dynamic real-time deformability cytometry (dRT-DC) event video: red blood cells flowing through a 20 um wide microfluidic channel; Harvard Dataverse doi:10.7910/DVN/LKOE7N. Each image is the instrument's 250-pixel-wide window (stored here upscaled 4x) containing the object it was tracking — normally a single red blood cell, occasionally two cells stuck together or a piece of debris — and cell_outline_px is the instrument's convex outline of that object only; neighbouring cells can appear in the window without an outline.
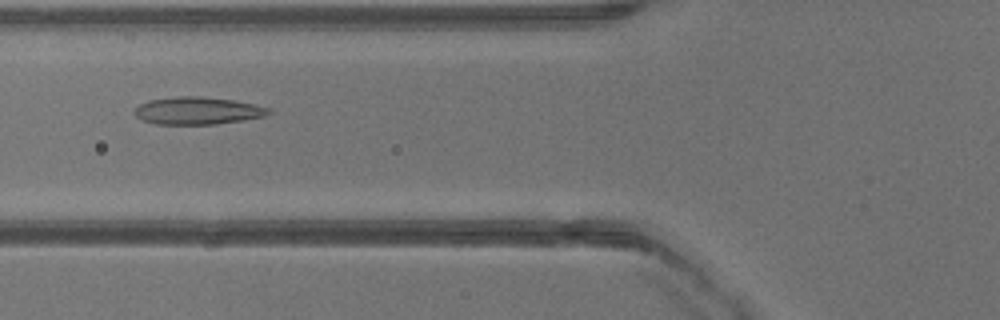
{"species": "common noctule bat (a hibernating species)", "species_latin": "Nyctalus noctula", "temperature_condition": "warm", "stored_images_in_passage": 38, "camera_frame_rate_fps": 3000, "um_per_image_px": 0.085, "animal": {"sex": "male", "body_mass_g": 13.3}, "frame": {"image": 1, "passage_image": 14, "time_ms": 4.333, "image_size_px": [1000, 320], "cell_outline_px": [[276, 112], [264, 116], [244, 120], [216, 124], [156, 124], [140, 120], [136, 116], [136, 108], [140, 104], [148, 100], [180, 96], [200, 96], [232, 100], [256, 104], [272, 108]], "centroid_in_image_um": [16.86, 9.41], "position_along_channel_um": 108.9, "area_um2": 21.62}}
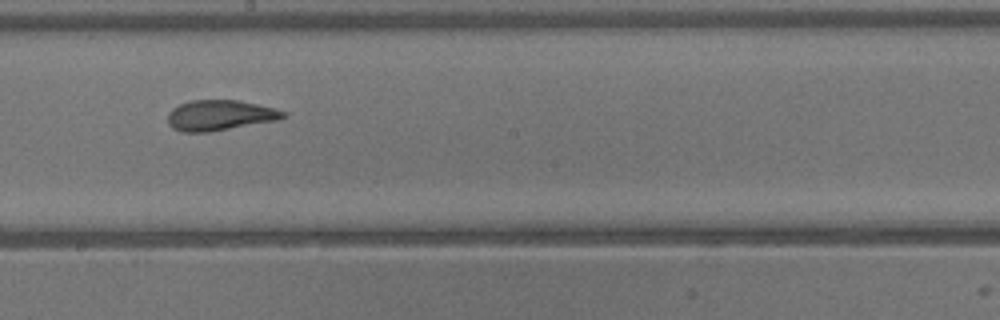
{"frame": {"image": 2, "passage_image": 21, "time_ms": 6.667, "image_size_px": [1000, 320], "cell_outline_px": [[288, 116], [276, 120], [208, 132], [184, 132], [172, 128], [168, 124], [168, 112], [172, 108], [180, 104], [192, 100], [240, 100], [276, 108], [288, 112]], "centroid_in_image_um": [18.7, 9.79], "position_along_channel_um": 229.5, "area_um2": 20.52}}
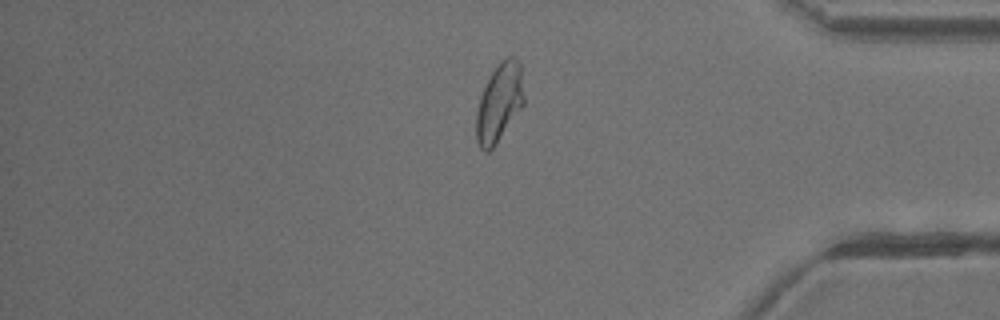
{"frame": {"image": 3, "passage_image": 32, "time_ms": 10.333, "image_size_px": [1000, 320], "cell_outline_px": [[524, 104], [496, 144], [488, 152], [484, 152], [480, 148], [476, 140], [476, 112], [480, 96], [496, 64], [500, 60], [508, 56], [516, 56], [520, 64], [524, 96]], "centroid_in_image_um": [42.44, 8.71], "position_along_channel_um": 392.8, "area_um2": 21.85}}